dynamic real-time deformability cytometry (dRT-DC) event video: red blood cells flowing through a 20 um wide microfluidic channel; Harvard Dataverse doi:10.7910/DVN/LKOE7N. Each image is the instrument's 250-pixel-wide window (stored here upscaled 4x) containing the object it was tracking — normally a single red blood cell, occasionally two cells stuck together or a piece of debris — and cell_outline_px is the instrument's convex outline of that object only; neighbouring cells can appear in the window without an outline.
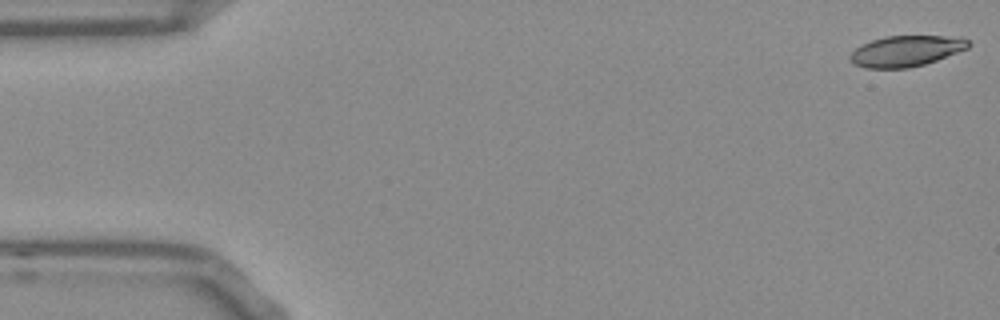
{"species": "Egyptian fruit bat (a non-hibernating species)", "species_latin": "Rousettus aegyptiacus", "temperature_condition": "room temperature", "stored_images_in_passage": 6, "camera_frame_rate_fps": 3000, "um_per_image_px": 0.085, "frame": {"image": 1, "passage_image": 1, "time_ms": 0.0, "image_size_px": [1000, 320], "cell_outline_px": [[972, 44], [968, 48], [936, 60], [924, 64], [908, 68], [864, 68], [852, 64], [848, 60], [848, 56], [860, 44], [884, 36], [960, 36], [968, 40]], "centroid_in_image_um": [76.98, 4.33], "position_along_channel_um": 8.0, "area_um2": 21.5}}